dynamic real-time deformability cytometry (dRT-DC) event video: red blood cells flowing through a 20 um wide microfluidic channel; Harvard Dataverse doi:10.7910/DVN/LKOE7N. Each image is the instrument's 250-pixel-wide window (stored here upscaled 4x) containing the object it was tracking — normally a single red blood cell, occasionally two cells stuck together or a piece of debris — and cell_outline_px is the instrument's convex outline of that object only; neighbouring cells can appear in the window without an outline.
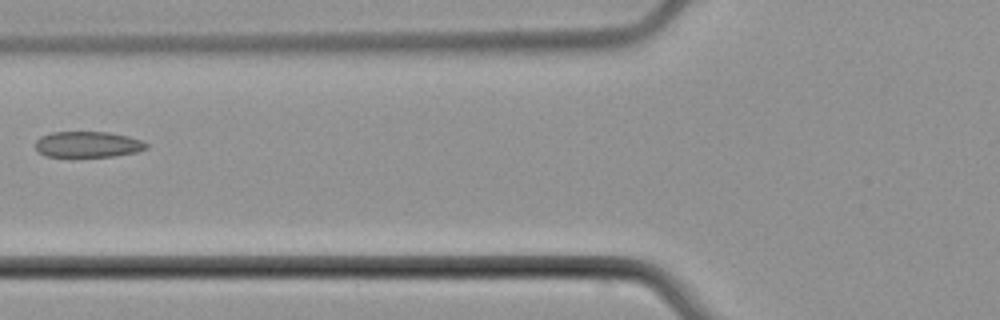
{"species": "common noctule bat (a hibernating species)", "species_latin": "Nyctalus noctula", "temperature_condition": "cold", "stored_images_in_passage": 6, "camera_frame_rate_fps": 3000, "um_per_image_px": 0.085, "animal": {"sex": "male", "body_mass_g": 21.5, "forearm_length_mm": 52.0}, "frame": {"image": 1, "passage_image": 5, "time_ms": 6.333, "image_size_px": [1000, 320], "cell_outline_px": [[148, 148], [136, 152], [116, 156], [44, 156], [36, 148], [36, 140], [40, 136], [52, 132], [108, 132], [128, 136], [144, 140], [148, 144]], "centroid_in_image_um": [7.5, 12.26], "position_along_channel_um": 118.3, "area_um2": 16.76}}
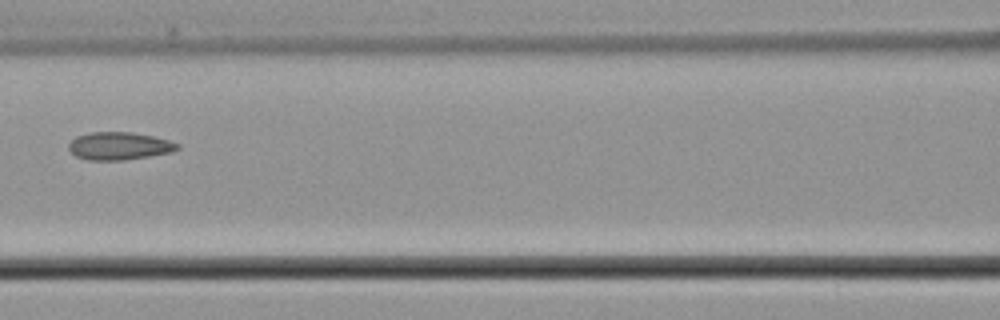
{"frame": {"image": 2, "passage_image": 6, "time_ms": 7.333, "image_size_px": [1000, 320], "cell_outline_px": [[180, 148], [172, 152], [124, 160], [88, 160], [76, 156], [68, 148], [68, 144], [76, 136], [88, 132], [132, 132], [152, 136], [168, 140], [180, 144]], "centroid_in_image_um": [10.12, 12.4], "position_along_channel_um": 156.5, "area_um2": 17.57}}